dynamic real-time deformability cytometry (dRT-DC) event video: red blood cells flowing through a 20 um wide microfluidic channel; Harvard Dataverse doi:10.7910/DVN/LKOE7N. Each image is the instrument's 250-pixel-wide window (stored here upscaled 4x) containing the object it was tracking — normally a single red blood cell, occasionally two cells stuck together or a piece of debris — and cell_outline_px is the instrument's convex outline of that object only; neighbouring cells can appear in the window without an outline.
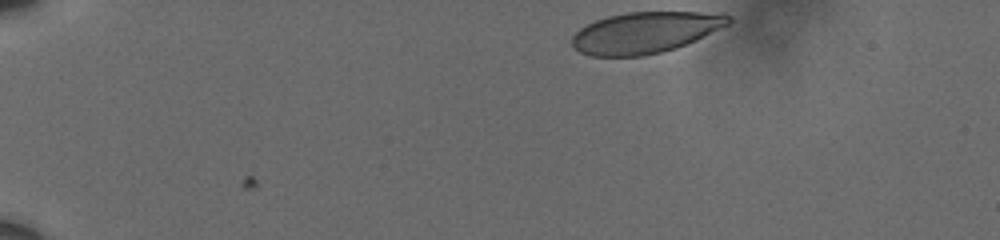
{"species": "human", "species_latin": "Homo sapiens", "temperature_condition": "cold", "stored_images_in_passage": 10, "camera_frame_rate_fps": 3000, "um_per_image_px": 0.085, "donor": {"sex": "male"}, "frame": {"image": 1, "passage_image": 1, "time_ms": 0.0, "image_size_px": [1000, 240], "cell_outline_px": [[732, 20], [728, 24], [696, 40], [676, 48], [644, 56], [592, 56], [580, 52], [572, 48], [572, 36], [580, 28], [596, 20], [608, 16], [628, 12], [724, 12], [732, 16]], "centroid_in_image_um": [54.86, 2.76], "position_along_channel_um": 30.1, "area_um2": 37.69}}